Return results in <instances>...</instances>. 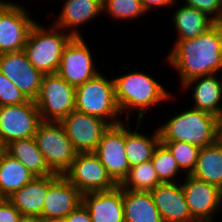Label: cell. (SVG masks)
<instances>
[{"instance_id":"1","label":"cell","mask_w":222,"mask_h":222,"mask_svg":"<svg viewBox=\"0 0 222 222\" xmlns=\"http://www.w3.org/2000/svg\"><path fill=\"white\" fill-rule=\"evenodd\" d=\"M167 62L180 75L181 86L190 79L217 74L222 69V23L196 38L176 40Z\"/></svg>"},{"instance_id":"2","label":"cell","mask_w":222,"mask_h":222,"mask_svg":"<svg viewBox=\"0 0 222 222\" xmlns=\"http://www.w3.org/2000/svg\"><path fill=\"white\" fill-rule=\"evenodd\" d=\"M115 97L120 112H125L130 120L132 111L138 109V121L141 122L144 112L151 106L169 100L172 96L157 80L143 72H130L113 78ZM127 112H126V111Z\"/></svg>"},{"instance_id":"3","label":"cell","mask_w":222,"mask_h":222,"mask_svg":"<svg viewBox=\"0 0 222 222\" xmlns=\"http://www.w3.org/2000/svg\"><path fill=\"white\" fill-rule=\"evenodd\" d=\"M158 127L160 141H184L199 148L219 139V118L196 108L186 109Z\"/></svg>"},{"instance_id":"4","label":"cell","mask_w":222,"mask_h":222,"mask_svg":"<svg viewBox=\"0 0 222 222\" xmlns=\"http://www.w3.org/2000/svg\"><path fill=\"white\" fill-rule=\"evenodd\" d=\"M72 37L69 32L54 25L47 29L36 22L29 31L23 51L30 63L43 75L55 74L63 50Z\"/></svg>"},{"instance_id":"5","label":"cell","mask_w":222,"mask_h":222,"mask_svg":"<svg viewBox=\"0 0 222 222\" xmlns=\"http://www.w3.org/2000/svg\"><path fill=\"white\" fill-rule=\"evenodd\" d=\"M75 110L103 119L110 125L121 123L113 79L98 74L76 87ZM118 117V118H117Z\"/></svg>"},{"instance_id":"6","label":"cell","mask_w":222,"mask_h":222,"mask_svg":"<svg viewBox=\"0 0 222 222\" xmlns=\"http://www.w3.org/2000/svg\"><path fill=\"white\" fill-rule=\"evenodd\" d=\"M49 169L63 175L71 166L77 152L59 122L42 121L34 135Z\"/></svg>"},{"instance_id":"7","label":"cell","mask_w":222,"mask_h":222,"mask_svg":"<svg viewBox=\"0 0 222 222\" xmlns=\"http://www.w3.org/2000/svg\"><path fill=\"white\" fill-rule=\"evenodd\" d=\"M76 88L57 73L43 75L40 92L35 99L44 122H60L75 110Z\"/></svg>"},{"instance_id":"8","label":"cell","mask_w":222,"mask_h":222,"mask_svg":"<svg viewBox=\"0 0 222 222\" xmlns=\"http://www.w3.org/2000/svg\"><path fill=\"white\" fill-rule=\"evenodd\" d=\"M63 176L72 183L83 195L108 191L118 184L107 173L94 152L77 153L70 168Z\"/></svg>"},{"instance_id":"9","label":"cell","mask_w":222,"mask_h":222,"mask_svg":"<svg viewBox=\"0 0 222 222\" xmlns=\"http://www.w3.org/2000/svg\"><path fill=\"white\" fill-rule=\"evenodd\" d=\"M35 23L23 5L0 0V54L23 51Z\"/></svg>"},{"instance_id":"10","label":"cell","mask_w":222,"mask_h":222,"mask_svg":"<svg viewBox=\"0 0 222 222\" xmlns=\"http://www.w3.org/2000/svg\"><path fill=\"white\" fill-rule=\"evenodd\" d=\"M88 47L82 36H73L61 56L57 74L75 88L99 74Z\"/></svg>"},{"instance_id":"11","label":"cell","mask_w":222,"mask_h":222,"mask_svg":"<svg viewBox=\"0 0 222 222\" xmlns=\"http://www.w3.org/2000/svg\"><path fill=\"white\" fill-rule=\"evenodd\" d=\"M41 122L35 100L0 106V138L7 145L14 140L34 137Z\"/></svg>"},{"instance_id":"12","label":"cell","mask_w":222,"mask_h":222,"mask_svg":"<svg viewBox=\"0 0 222 222\" xmlns=\"http://www.w3.org/2000/svg\"><path fill=\"white\" fill-rule=\"evenodd\" d=\"M77 153L94 152L110 124L103 119L71 111L59 122Z\"/></svg>"},{"instance_id":"13","label":"cell","mask_w":222,"mask_h":222,"mask_svg":"<svg viewBox=\"0 0 222 222\" xmlns=\"http://www.w3.org/2000/svg\"><path fill=\"white\" fill-rule=\"evenodd\" d=\"M124 121L110 125L94 153L106 168L107 173L119 185L128 175L130 165L125 153Z\"/></svg>"},{"instance_id":"14","label":"cell","mask_w":222,"mask_h":222,"mask_svg":"<svg viewBox=\"0 0 222 222\" xmlns=\"http://www.w3.org/2000/svg\"><path fill=\"white\" fill-rule=\"evenodd\" d=\"M182 189L191 217L196 222H213L214 213L222 207V190L192 175H186Z\"/></svg>"},{"instance_id":"15","label":"cell","mask_w":222,"mask_h":222,"mask_svg":"<svg viewBox=\"0 0 222 222\" xmlns=\"http://www.w3.org/2000/svg\"><path fill=\"white\" fill-rule=\"evenodd\" d=\"M0 72L28 99L38 97L43 74L30 63L24 51L0 54Z\"/></svg>"},{"instance_id":"16","label":"cell","mask_w":222,"mask_h":222,"mask_svg":"<svg viewBox=\"0 0 222 222\" xmlns=\"http://www.w3.org/2000/svg\"><path fill=\"white\" fill-rule=\"evenodd\" d=\"M59 176L54 173L51 176L35 177L7 199L27 221H40L48 188Z\"/></svg>"},{"instance_id":"17","label":"cell","mask_w":222,"mask_h":222,"mask_svg":"<svg viewBox=\"0 0 222 222\" xmlns=\"http://www.w3.org/2000/svg\"><path fill=\"white\" fill-rule=\"evenodd\" d=\"M150 194L163 222H196L189 212L182 184L160 183Z\"/></svg>"},{"instance_id":"18","label":"cell","mask_w":222,"mask_h":222,"mask_svg":"<svg viewBox=\"0 0 222 222\" xmlns=\"http://www.w3.org/2000/svg\"><path fill=\"white\" fill-rule=\"evenodd\" d=\"M82 203V194L63 175L48 188L40 222L49 218H65Z\"/></svg>"},{"instance_id":"19","label":"cell","mask_w":222,"mask_h":222,"mask_svg":"<svg viewBox=\"0 0 222 222\" xmlns=\"http://www.w3.org/2000/svg\"><path fill=\"white\" fill-rule=\"evenodd\" d=\"M82 204L92 222H125L122 188L119 185L108 191L83 194Z\"/></svg>"},{"instance_id":"20","label":"cell","mask_w":222,"mask_h":222,"mask_svg":"<svg viewBox=\"0 0 222 222\" xmlns=\"http://www.w3.org/2000/svg\"><path fill=\"white\" fill-rule=\"evenodd\" d=\"M217 74L195 77L185 82L181 88L189 89L194 87L192 92L194 99V107L201 111L220 117L222 115V85L221 80L217 78Z\"/></svg>"},{"instance_id":"21","label":"cell","mask_w":222,"mask_h":222,"mask_svg":"<svg viewBox=\"0 0 222 222\" xmlns=\"http://www.w3.org/2000/svg\"><path fill=\"white\" fill-rule=\"evenodd\" d=\"M102 11L103 0H66L53 25L64 31L68 29L69 34L74 37L81 36L76 28L93 20Z\"/></svg>"},{"instance_id":"22","label":"cell","mask_w":222,"mask_h":222,"mask_svg":"<svg viewBox=\"0 0 222 222\" xmlns=\"http://www.w3.org/2000/svg\"><path fill=\"white\" fill-rule=\"evenodd\" d=\"M125 222H163L150 191H133L122 188Z\"/></svg>"},{"instance_id":"23","label":"cell","mask_w":222,"mask_h":222,"mask_svg":"<svg viewBox=\"0 0 222 222\" xmlns=\"http://www.w3.org/2000/svg\"><path fill=\"white\" fill-rule=\"evenodd\" d=\"M191 175L222 190V142L219 139L200 149Z\"/></svg>"},{"instance_id":"24","label":"cell","mask_w":222,"mask_h":222,"mask_svg":"<svg viewBox=\"0 0 222 222\" xmlns=\"http://www.w3.org/2000/svg\"><path fill=\"white\" fill-rule=\"evenodd\" d=\"M171 18L178 31L177 40L196 38L216 23L206 13L186 5L178 8Z\"/></svg>"},{"instance_id":"25","label":"cell","mask_w":222,"mask_h":222,"mask_svg":"<svg viewBox=\"0 0 222 222\" xmlns=\"http://www.w3.org/2000/svg\"><path fill=\"white\" fill-rule=\"evenodd\" d=\"M7 153L18 159L36 177L54 173L47 166L34 137L14 140L7 145Z\"/></svg>"},{"instance_id":"26","label":"cell","mask_w":222,"mask_h":222,"mask_svg":"<svg viewBox=\"0 0 222 222\" xmlns=\"http://www.w3.org/2000/svg\"><path fill=\"white\" fill-rule=\"evenodd\" d=\"M125 127V153L130 167L140 163L148 162L152 159L155 148L160 143L158 129L149 138L148 136L137 131L140 127L137 122L136 130L130 131L129 122Z\"/></svg>"},{"instance_id":"27","label":"cell","mask_w":222,"mask_h":222,"mask_svg":"<svg viewBox=\"0 0 222 222\" xmlns=\"http://www.w3.org/2000/svg\"><path fill=\"white\" fill-rule=\"evenodd\" d=\"M36 176L18 159L6 153L0 160V198H8Z\"/></svg>"},{"instance_id":"28","label":"cell","mask_w":222,"mask_h":222,"mask_svg":"<svg viewBox=\"0 0 222 222\" xmlns=\"http://www.w3.org/2000/svg\"><path fill=\"white\" fill-rule=\"evenodd\" d=\"M160 183L150 160L130 167L128 175L119 186L123 189L133 191H151Z\"/></svg>"},{"instance_id":"29","label":"cell","mask_w":222,"mask_h":222,"mask_svg":"<svg viewBox=\"0 0 222 222\" xmlns=\"http://www.w3.org/2000/svg\"><path fill=\"white\" fill-rule=\"evenodd\" d=\"M160 143H162L173 155L180 171L186 170V175H191L195 169L201 148L184 141H160Z\"/></svg>"},{"instance_id":"30","label":"cell","mask_w":222,"mask_h":222,"mask_svg":"<svg viewBox=\"0 0 222 222\" xmlns=\"http://www.w3.org/2000/svg\"><path fill=\"white\" fill-rule=\"evenodd\" d=\"M152 164L161 183H174L180 169L170 151L159 143L152 156Z\"/></svg>"},{"instance_id":"31","label":"cell","mask_w":222,"mask_h":222,"mask_svg":"<svg viewBox=\"0 0 222 222\" xmlns=\"http://www.w3.org/2000/svg\"><path fill=\"white\" fill-rule=\"evenodd\" d=\"M104 11L121 21L141 18L146 13L140 0H103Z\"/></svg>"},{"instance_id":"32","label":"cell","mask_w":222,"mask_h":222,"mask_svg":"<svg viewBox=\"0 0 222 222\" xmlns=\"http://www.w3.org/2000/svg\"><path fill=\"white\" fill-rule=\"evenodd\" d=\"M29 99L0 72V106L25 103Z\"/></svg>"},{"instance_id":"33","label":"cell","mask_w":222,"mask_h":222,"mask_svg":"<svg viewBox=\"0 0 222 222\" xmlns=\"http://www.w3.org/2000/svg\"><path fill=\"white\" fill-rule=\"evenodd\" d=\"M184 5L206 13L216 22H222V0H184Z\"/></svg>"},{"instance_id":"34","label":"cell","mask_w":222,"mask_h":222,"mask_svg":"<svg viewBox=\"0 0 222 222\" xmlns=\"http://www.w3.org/2000/svg\"><path fill=\"white\" fill-rule=\"evenodd\" d=\"M20 211L6 198L0 199V222H26Z\"/></svg>"},{"instance_id":"35","label":"cell","mask_w":222,"mask_h":222,"mask_svg":"<svg viewBox=\"0 0 222 222\" xmlns=\"http://www.w3.org/2000/svg\"><path fill=\"white\" fill-rule=\"evenodd\" d=\"M66 222H92L88 210L81 203L74 211L66 217Z\"/></svg>"},{"instance_id":"36","label":"cell","mask_w":222,"mask_h":222,"mask_svg":"<svg viewBox=\"0 0 222 222\" xmlns=\"http://www.w3.org/2000/svg\"><path fill=\"white\" fill-rule=\"evenodd\" d=\"M142 3V6L144 10L147 12L152 11L153 8H156L157 6L160 7H165V6H173L174 4L176 5V0H140Z\"/></svg>"},{"instance_id":"37","label":"cell","mask_w":222,"mask_h":222,"mask_svg":"<svg viewBox=\"0 0 222 222\" xmlns=\"http://www.w3.org/2000/svg\"><path fill=\"white\" fill-rule=\"evenodd\" d=\"M6 153H7V144L2 138H0V160L4 157Z\"/></svg>"},{"instance_id":"38","label":"cell","mask_w":222,"mask_h":222,"mask_svg":"<svg viewBox=\"0 0 222 222\" xmlns=\"http://www.w3.org/2000/svg\"><path fill=\"white\" fill-rule=\"evenodd\" d=\"M43 222H66L65 218H49V219H45Z\"/></svg>"},{"instance_id":"39","label":"cell","mask_w":222,"mask_h":222,"mask_svg":"<svg viewBox=\"0 0 222 222\" xmlns=\"http://www.w3.org/2000/svg\"><path fill=\"white\" fill-rule=\"evenodd\" d=\"M219 140L222 142V115L219 117Z\"/></svg>"},{"instance_id":"40","label":"cell","mask_w":222,"mask_h":222,"mask_svg":"<svg viewBox=\"0 0 222 222\" xmlns=\"http://www.w3.org/2000/svg\"><path fill=\"white\" fill-rule=\"evenodd\" d=\"M220 71H222V69H221ZM221 75H222V74H221ZM220 80H221V85H222V76H220Z\"/></svg>"},{"instance_id":"41","label":"cell","mask_w":222,"mask_h":222,"mask_svg":"<svg viewBox=\"0 0 222 222\" xmlns=\"http://www.w3.org/2000/svg\"><path fill=\"white\" fill-rule=\"evenodd\" d=\"M26 222H40V221L34 220V221H26Z\"/></svg>"}]
</instances>
